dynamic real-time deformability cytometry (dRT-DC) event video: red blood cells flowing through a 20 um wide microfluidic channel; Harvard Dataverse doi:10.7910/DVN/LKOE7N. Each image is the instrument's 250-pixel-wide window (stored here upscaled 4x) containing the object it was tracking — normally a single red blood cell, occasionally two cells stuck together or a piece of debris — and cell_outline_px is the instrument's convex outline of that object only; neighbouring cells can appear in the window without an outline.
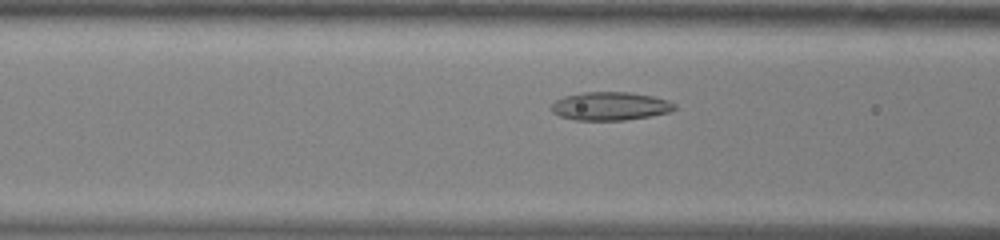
{"species": "common noctule bat (a hibernating species)", "species_latin": "Nyctalus noctula", "temperature_condition": "warm", "stored_images_in_passage": 41, "camera_frame_rate_fps": 3000, "um_per_image_px": 0.085, "animal": {"sex": "male", "body_mass_g": 13.0, "forearm_length_mm": 53.1}, "frame": {"image": 1, "passage_image": 19, "time_ms": 6.0, "image_size_px": [1000, 240], "cell_outline_px": [[676, 108], [668, 112], [648, 116], [624, 120], [576, 120], [560, 116], [552, 112], [552, 104], [556, 100], [564, 96], [584, 92], [628, 92], [652, 96], [668, 100], [676, 104]], "centroid_in_image_um": [51.86, 9.02], "position_along_channel_um": 114.7, "area_um2": 20.17}}
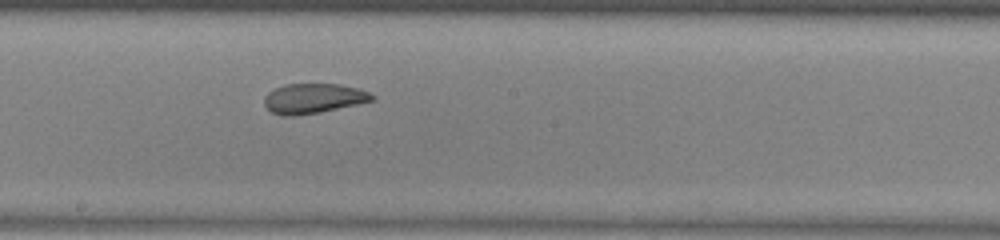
{"frame": {"image": 2, "passage_image": 27, "time_ms": 8.667, "image_size_px": [1000, 240], "cell_outline_px": [[376, 100], [320, 112], [296, 116], [280, 116], [272, 112], [264, 104], [264, 96], [268, 92], [284, 84], [340, 84], [360, 88], [372, 92], [376, 96]], "centroid_in_image_um": [26.68, 8.36], "position_along_channel_um": 221.5, "area_um2": 19.07}}
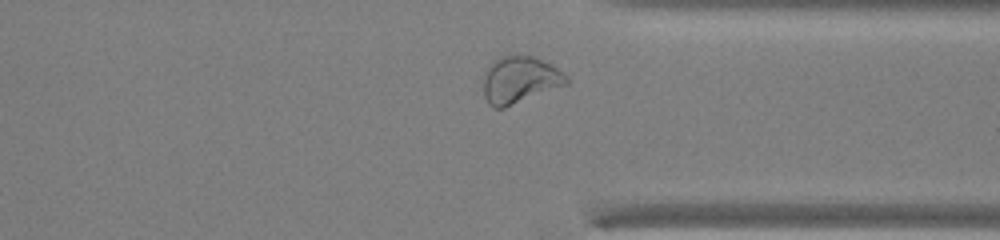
{"frame": {"image": 3, "passage_image": 38, "time_ms": 12.333, "image_size_px": [1000, 240], "cell_outline_px": [[568, 84], [504, 108], [492, 108], [488, 104], [484, 96], [484, 72], [492, 60], [504, 56], [532, 56], [564, 72], [568, 76]], "centroid_in_image_um": [44.16, 6.81], "position_along_channel_um": 367.2, "area_um2": 22.6}}